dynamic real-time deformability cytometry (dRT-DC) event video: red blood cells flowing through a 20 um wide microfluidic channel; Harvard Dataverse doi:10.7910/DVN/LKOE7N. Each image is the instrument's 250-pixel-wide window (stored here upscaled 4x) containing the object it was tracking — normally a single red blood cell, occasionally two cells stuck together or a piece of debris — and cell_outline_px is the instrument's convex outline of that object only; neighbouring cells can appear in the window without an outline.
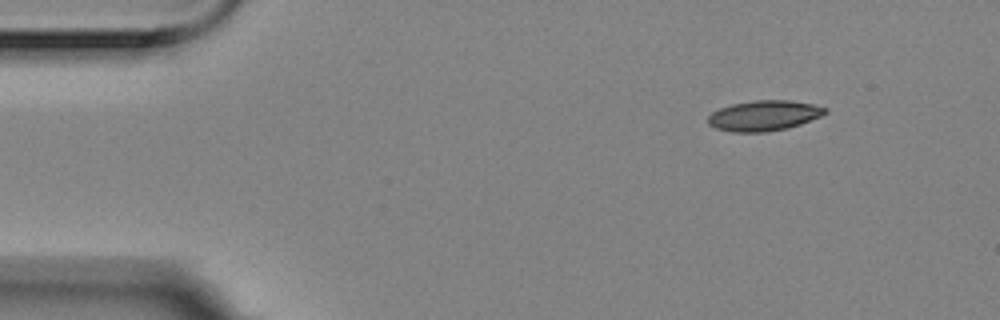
{"species": "Egyptian fruit bat (a non-hibernating species)", "species_latin": "Rousettus aegyptiacus", "temperature_condition": "room temperature", "stored_images_in_passage": 4, "segment_of_instrument_passage": [1, 2], "camera_frame_rate_fps": 3000, "um_per_image_px": 0.085, "animal": {"sex": "female"}, "frame": {"image": 1, "passage_image": 1, "time_ms": 0.0, "image_size_px": [1000, 320], "cell_outline_px": [[828, 112], [820, 116], [800, 124], [788, 128], [768, 132], [732, 132], [716, 128], [708, 124], [708, 116], [712, 112], [720, 108], [732, 104], [756, 100], [788, 100], [812, 104], [828, 108]], "centroid_in_image_um": [64.93, 9.83], "position_along_channel_um": 20.1, "area_um2": 20.69}}